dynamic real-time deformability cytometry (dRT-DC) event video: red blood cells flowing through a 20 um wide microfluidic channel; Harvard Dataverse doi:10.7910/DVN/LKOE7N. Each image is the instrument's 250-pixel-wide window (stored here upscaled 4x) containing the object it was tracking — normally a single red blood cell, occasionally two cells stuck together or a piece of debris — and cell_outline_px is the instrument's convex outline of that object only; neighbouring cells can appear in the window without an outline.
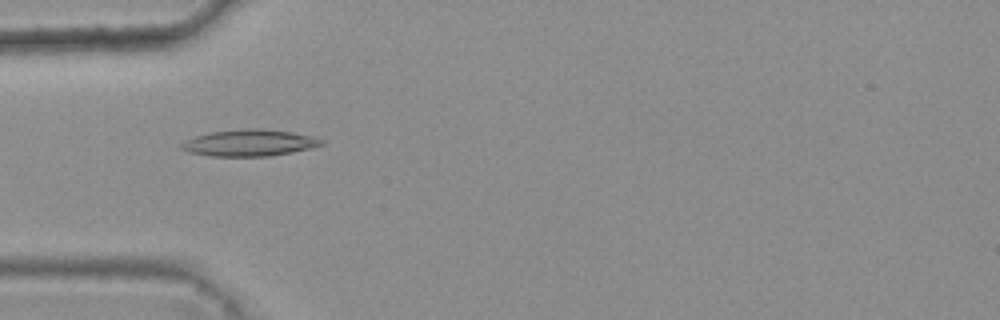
{"species": "common noctule bat (a hibernating species)", "species_latin": "Nyctalus noctula", "temperature_condition": "warm", "stored_images_in_passage": 48, "camera_frame_rate_fps": 3000, "um_per_image_px": 0.085, "animal": {"sex": "female", "body_mass_g": 25.1}, "frame": {"image": 1, "passage_image": 17, "time_ms": 5.333, "image_size_px": [1000, 320], "cell_outline_px": [[324, 144], [292, 152], [268, 156], [208, 156], [188, 152], [180, 148], [180, 144], [196, 136], [208, 132], [244, 128], [260, 128], [292, 132], [312, 136], [324, 140]], "centroid_in_image_um": [21.18, 12.13], "position_along_channel_um": 63.8, "area_um2": 21.68}}
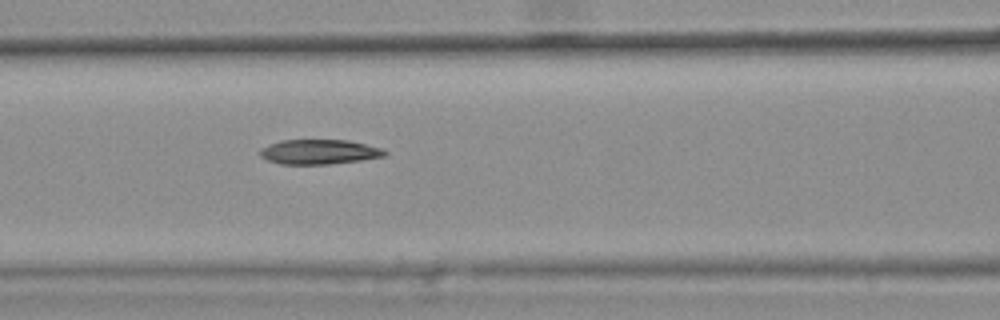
{"frame": {"image": 2, "passage_image": 23, "time_ms": 7.333, "image_size_px": [1000, 320], "cell_outline_px": [[388, 152], [384, 156], [360, 160], [328, 164], [280, 164], [268, 160], [260, 156], [260, 148], [268, 144], [280, 140], [348, 140], [380, 148]], "centroid_in_image_um": [27.07, 12.9], "position_along_channel_um": 139.5, "area_um2": 17.86}}
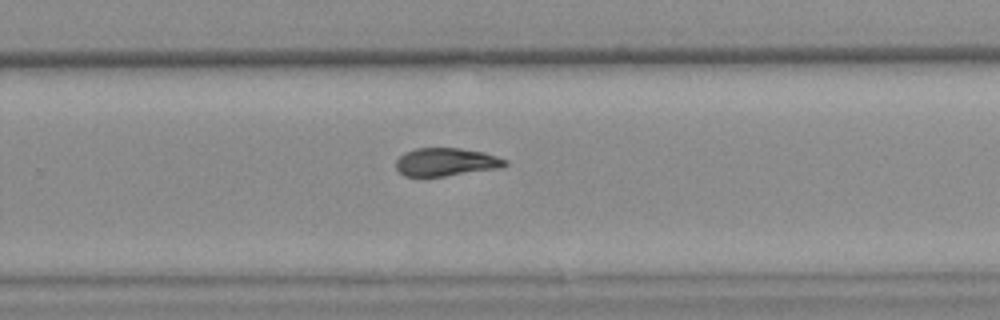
{"frame": {"image": 3, "passage_image": 35, "time_ms": 11.333, "image_size_px": [1000, 320], "cell_outline_px": [[508, 164], [500, 168], [444, 176], [404, 176], [396, 168], [396, 160], [404, 152], [416, 148], [460, 148], [484, 152], [508, 160]], "centroid_in_image_um": [37.92, 13.76], "position_along_channel_um": 291.9, "area_um2": 17.86}, "authors_computed_cell_mechanics": {"area_um2": 18.785, "velocity_mm_per_s": 3.8195, "shape_relaxation_time_tau1_ms": null, "shape_relaxation_time_tau2_ms": 4.8563, "deformation_change_tau1": null, "deformation_change_tau2": 0.115}}